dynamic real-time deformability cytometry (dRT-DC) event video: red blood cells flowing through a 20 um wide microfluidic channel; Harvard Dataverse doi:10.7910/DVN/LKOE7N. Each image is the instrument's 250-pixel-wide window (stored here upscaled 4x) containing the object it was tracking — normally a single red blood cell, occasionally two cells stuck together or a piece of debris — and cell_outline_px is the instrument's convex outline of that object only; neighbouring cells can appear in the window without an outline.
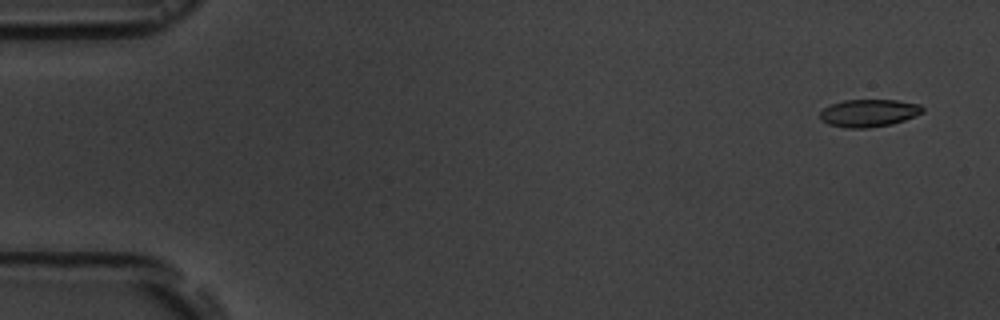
{"species": "common noctule bat (a hibernating species)", "species_latin": "Nyctalus noctula", "temperature_condition": "room temperature", "stored_images_in_passage": 3, "segment_of_instrument_passage": [2, 2], "camera_frame_rate_fps": 3000, "um_per_image_px": 0.085, "animal": {"sex": "male", "body_mass_g": 19.5, "forearm_length_mm": 54.6}, "frame": {"image": 1, "passage_image": 3, "time_ms": 3.333, "image_size_px": [1000, 320], "cell_outline_px": [[924, 112], [904, 120], [892, 124], [868, 128], [844, 128], [828, 124], [820, 120], [820, 112], [824, 108], [832, 104], [844, 100], [896, 100], [920, 104], [924, 108]], "centroid_in_image_um": [73.84, 9.61], "position_along_channel_um": 11.2, "area_um2": 16.53}}